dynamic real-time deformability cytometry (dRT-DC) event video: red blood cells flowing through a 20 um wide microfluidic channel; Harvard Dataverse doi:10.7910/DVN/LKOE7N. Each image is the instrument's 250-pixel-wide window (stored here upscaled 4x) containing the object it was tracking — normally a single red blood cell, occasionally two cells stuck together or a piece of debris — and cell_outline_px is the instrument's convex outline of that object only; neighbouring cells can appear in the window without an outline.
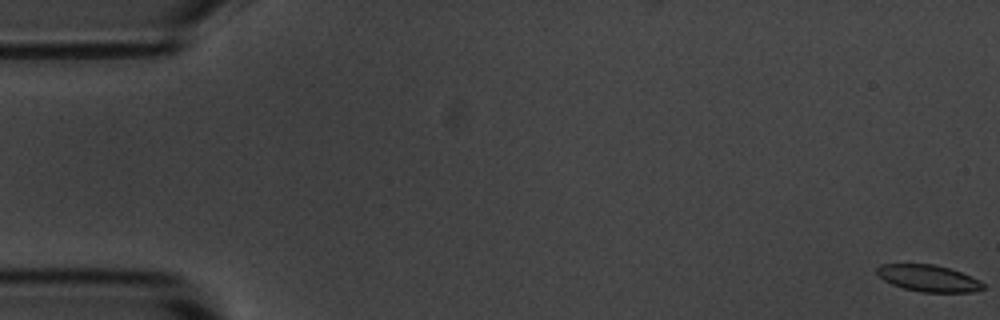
{"species": "common noctule bat (a hibernating species)", "species_latin": "Nyctalus noctula", "temperature_condition": "room temperature", "stored_images_in_passage": 57, "camera_frame_rate_fps": 3000, "um_per_image_px": 0.085, "animal": {"sex": "male", "body_mass_g": 20.1, "forearm_length_mm": 53.5}, "frame": {"image": 1, "passage_image": 1, "time_ms": 0.0, "image_size_px": [1000, 320], "cell_outline_px": [[984, 288], [972, 292], [920, 292], [904, 288], [892, 284], [884, 280], [876, 272], [876, 268], [880, 264], [932, 264], [948, 268], [960, 272], [980, 280], [984, 284]], "centroid_in_image_um": [78.91, 23.65], "position_along_channel_um": 6.1, "area_um2": 16.36}}
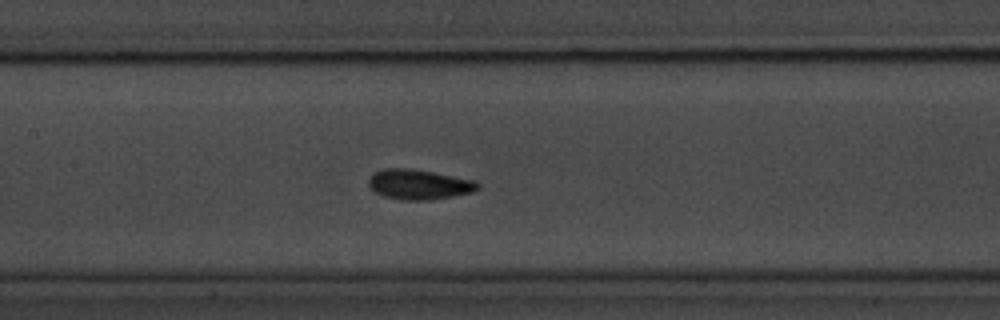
{"frame": {"image": 2, "passage_image": 27, "time_ms": 8.667, "image_size_px": [1000, 320], "cell_outline_px": [[480, 188], [472, 192], [452, 196], [428, 200], [400, 200], [384, 196], [368, 188], [368, 180], [376, 172], [384, 168], [408, 168], [432, 172], [476, 180], [480, 184]], "centroid_in_image_um": [35.62, 15.68], "position_along_channel_um": 171.8, "area_um2": 19.07}}
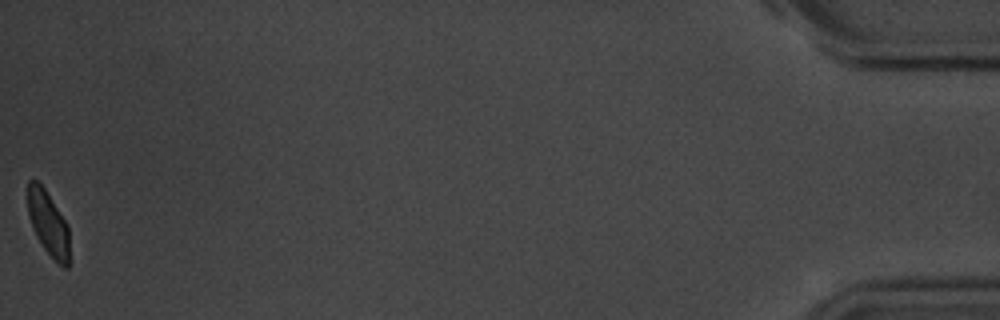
{"frame": {"image": 3, "passage_image": 57, "time_ms": 18.667, "image_size_px": [1000, 320], "cell_outline_px": [[68, 268], [64, 268], [44, 248], [36, 236], [32, 228], [28, 216], [28, 180], [32, 176], [44, 188], [68, 224]], "centroid_in_image_um": [4.07, 18.93], "position_along_channel_um": 431.1, "area_um2": 15.49}, "authors_computed_cell_mechanics": {"area_um2": 17.629, "velocity_mm_per_s": 3.5746, "shape_relaxation_time_tau1_ms": 9.1627, "shape_relaxation_time_tau2_ms": 1.1654, "deformation_change_tau1": 0.2031, "deformation_change_tau2": 0.0551}}